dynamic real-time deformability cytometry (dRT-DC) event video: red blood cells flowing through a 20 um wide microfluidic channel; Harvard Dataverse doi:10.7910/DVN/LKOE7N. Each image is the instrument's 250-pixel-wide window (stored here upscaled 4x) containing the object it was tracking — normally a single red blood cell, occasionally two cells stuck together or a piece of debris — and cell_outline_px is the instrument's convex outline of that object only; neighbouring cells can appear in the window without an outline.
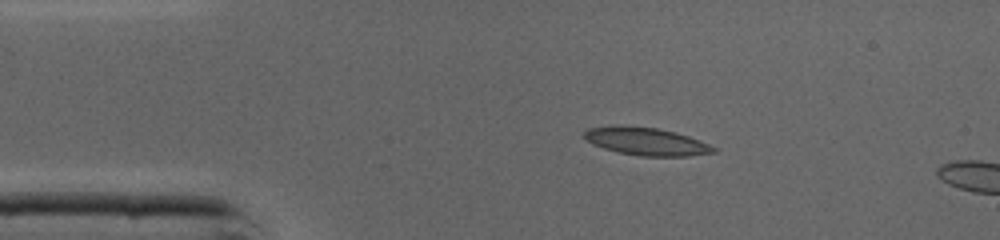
{"species": "common noctule bat (a hibernating species)", "species_latin": "Nyctalus noctula", "temperature_condition": "cold", "stored_images_in_passage": 9, "camera_frame_rate_fps": 3000, "um_per_image_px": 0.085, "animal": {"sex": "male", "body_mass_g": 19.0, "forearm_length_mm": 50.8}, "frame": {"image": 1, "passage_image": 6, "time_ms": 1.667, "image_size_px": [1000, 240], "cell_outline_px": [[716, 152], [688, 156], [640, 156], [620, 152], [604, 148], [592, 144], [584, 136], [584, 132], [588, 128], [616, 124], [620, 124], [656, 128], [676, 132], [688, 136], [708, 144], [716, 148]], "centroid_in_image_um": [54.9, 12.0], "position_along_channel_um": 30.1, "area_um2": 20.92}}